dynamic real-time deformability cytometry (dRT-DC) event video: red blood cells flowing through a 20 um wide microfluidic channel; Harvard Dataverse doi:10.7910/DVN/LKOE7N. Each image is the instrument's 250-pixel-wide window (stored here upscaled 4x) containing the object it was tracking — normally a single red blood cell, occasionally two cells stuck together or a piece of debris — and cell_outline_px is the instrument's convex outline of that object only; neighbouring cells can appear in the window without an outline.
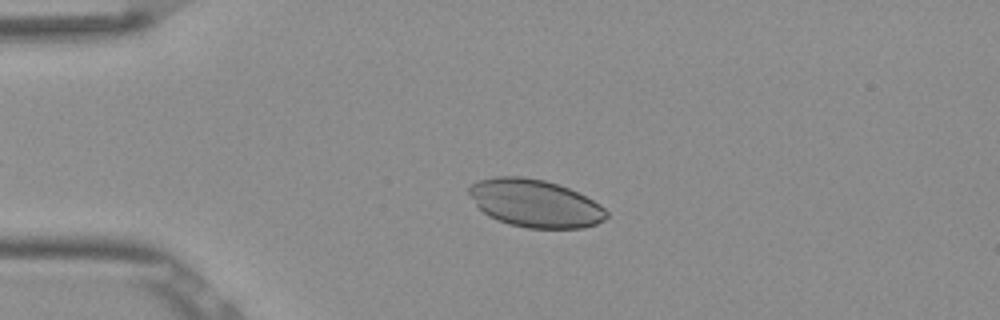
{"species": "Egyptian fruit bat (a non-hibernating species)", "species_latin": "Rousettus aegyptiacus", "temperature_condition": "room temperature", "stored_images_in_passage": 48, "camera_frame_rate_fps": 3000, "um_per_image_px": 0.085, "frame": {"image": 1, "passage_image": 13, "time_ms": 4.0, "image_size_px": [1000, 320], "cell_outline_px": [[608, 216], [604, 220], [596, 224], [584, 228], [528, 228], [508, 224], [488, 216], [476, 204], [468, 192], [468, 188], [472, 184], [480, 180], [496, 176], [524, 176], [544, 180], [560, 184], [600, 204], [608, 212]], "centroid_in_image_um": [45.49, 17.28], "position_along_channel_um": 39.5, "area_um2": 38.15}}
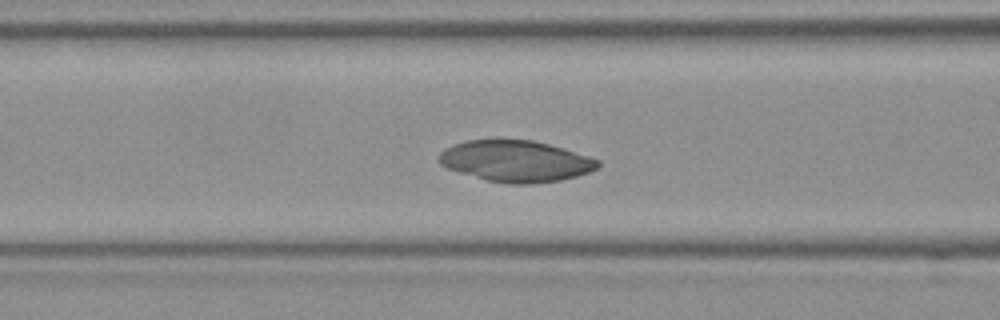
{"frame": {"image": 2, "passage_image": 22, "time_ms": 7.0, "image_size_px": [1000, 320], "cell_outline_px": [[600, 164], [596, 168], [588, 172], [576, 176], [560, 180], [532, 184], [508, 184], [488, 180], [460, 172], [448, 168], [440, 164], [436, 160], [440, 152], [444, 148], [452, 144], [468, 140], [532, 140], [564, 148], [600, 160]], "centroid_in_image_um": [43.82, 13.69], "position_along_channel_um": 122.8, "area_um2": 38.15}}